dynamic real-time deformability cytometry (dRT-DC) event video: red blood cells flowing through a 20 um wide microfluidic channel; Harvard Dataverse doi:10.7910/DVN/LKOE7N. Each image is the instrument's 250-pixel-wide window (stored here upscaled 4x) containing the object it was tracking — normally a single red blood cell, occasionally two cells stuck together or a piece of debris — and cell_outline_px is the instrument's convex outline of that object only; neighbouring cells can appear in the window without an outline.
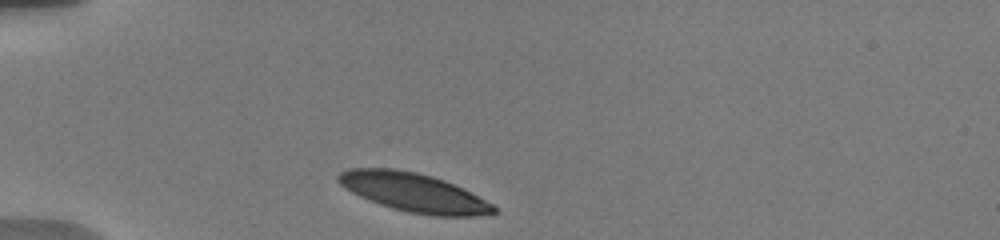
{"species": "human", "species_latin": "Homo sapiens", "temperature_condition": "warm", "stored_images_in_passage": 6, "camera_frame_rate_fps": 3000, "um_per_image_px": 0.085, "donor": {"sex": "male"}, "frame": {"image": 1, "passage_image": 1, "time_ms": 0.0, "image_size_px": [1000, 240], "cell_outline_px": [[500, 212], [476, 216], [436, 216], [408, 212], [392, 208], [380, 204], [360, 196], [344, 188], [336, 180], [336, 176], [340, 172], [348, 168], [392, 168], [416, 172], [432, 176], [444, 180], [492, 204]], "centroid_in_image_um": [35.12, 16.35], "position_along_channel_um": 49.9, "area_um2": 34.8}}
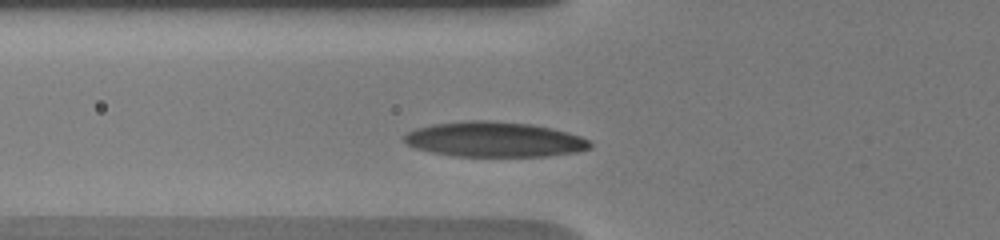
{"frame": {"image": 2, "passage_image": 5, "time_ms": 1.667, "image_size_px": [1000, 240], "cell_outline_px": [[592, 148], [576, 152], [544, 156], [456, 156], [432, 152], [416, 148], [408, 144], [404, 140], [404, 136], [408, 132], [416, 128], [432, 124], [464, 120], [488, 120], [532, 124], [568, 132], [580, 136], [588, 140], [592, 144]], "centroid_in_image_um": [42.03, 11.84], "position_along_channel_um": 83.8, "area_um2": 37.97}}